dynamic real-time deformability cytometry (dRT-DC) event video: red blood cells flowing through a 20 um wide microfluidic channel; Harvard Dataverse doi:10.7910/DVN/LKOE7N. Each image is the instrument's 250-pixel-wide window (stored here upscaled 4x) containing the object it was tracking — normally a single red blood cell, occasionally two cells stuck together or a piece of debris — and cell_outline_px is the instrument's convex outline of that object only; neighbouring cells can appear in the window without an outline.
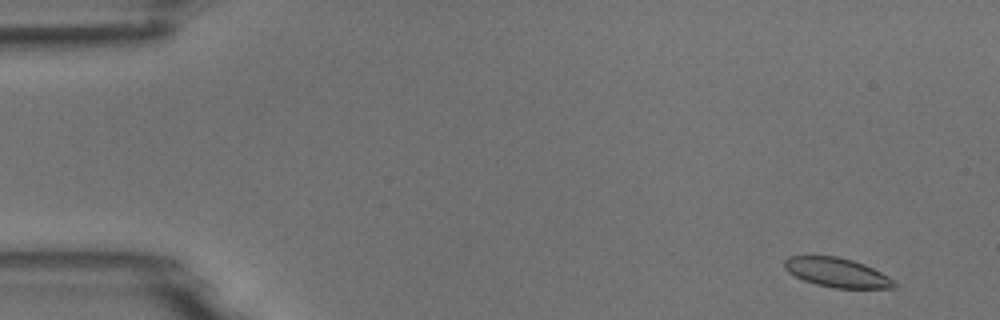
{"species": "common noctule bat (a hibernating species)", "species_latin": "Nyctalus noctula", "temperature_condition": "room temperature", "stored_images_in_passage": 8, "camera_frame_rate_fps": 3000, "um_per_image_px": 0.085, "animal": {"sex": "male", "body_mass_g": 18.8}, "frame": {"image": 1, "passage_image": 1, "time_ms": 0.0, "image_size_px": [1000, 320], "cell_outline_px": [[896, 288], [836, 288], [816, 284], [804, 280], [788, 272], [784, 268], [784, 260], [788, 256], [836, 256], [852, 260], [864, 264], [888, 276], [896, 284]], "centroid_in_image_um": [71.12, 23.16], "position_along_channel_um": 13.9, "area_um2": 18.55}}
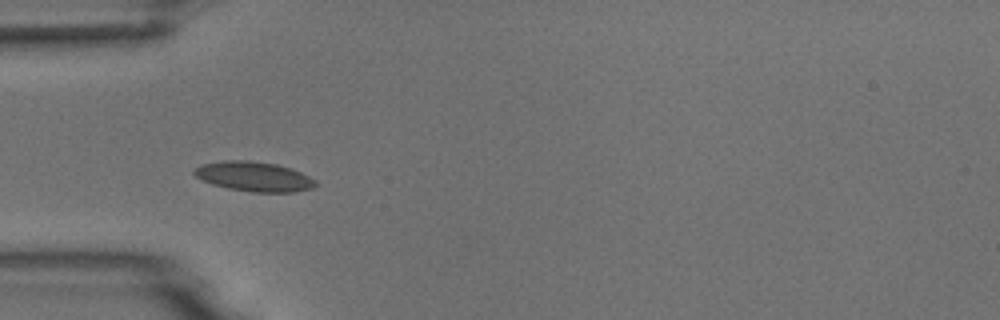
{"frame": {"image": 2, "passage_image": 4, "time_ms": 4.333, "image_size_px": [1000, 320], "cell_outline_px": [[316, 184], [312, 188], [296, 192], [252, 192], [228, 188], [212, 184], [200, 180], [192, 172], [200, 164], [224, 160], [248, 160], [276, 164], [300, 172], [316, 180]], "centroid_in_image_um": [21.55, 15.0], "position_along_channel_um": 63.4, "area_um2": 20.98}}